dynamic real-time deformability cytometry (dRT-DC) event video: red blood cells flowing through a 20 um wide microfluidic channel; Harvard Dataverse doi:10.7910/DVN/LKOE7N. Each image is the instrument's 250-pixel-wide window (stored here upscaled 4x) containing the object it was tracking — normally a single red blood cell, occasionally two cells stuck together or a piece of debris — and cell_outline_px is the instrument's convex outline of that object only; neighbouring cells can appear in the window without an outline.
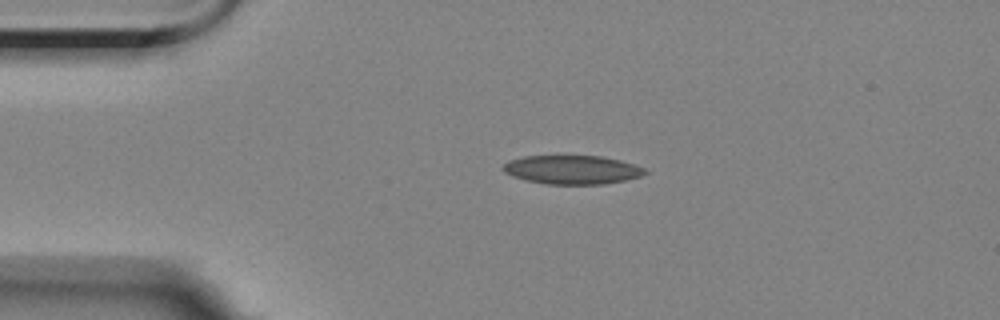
{"species": "Egyptian fruit bat (a non-hibernating species)", "species_latin": "Rousettus aegyptiacus", "temperature_condition": "room temperature", "stored_images_in_passage": 2, "camera_frame_rate_fps": 3000, "um_per_image_px": 0.085, "animal": {"sex": "female"}, "frame": {"image": 1, "passage_image": 1, "time_ms": 0.0, "image_size_px": [1000, 320], "cell_outline_px": [[648, 172], [640, 176], [624, 180], [604, 184], [548, 184], [524, 180], [512, 176], [504, 172], [500, 168], [508, 160], [524, 156], [600, 156], [620, 160], [644, 168]], "centroid_in_image_um": [48.58, 14.42], "position_along_channel_um": 36.4, "area_um2": 23.76}}